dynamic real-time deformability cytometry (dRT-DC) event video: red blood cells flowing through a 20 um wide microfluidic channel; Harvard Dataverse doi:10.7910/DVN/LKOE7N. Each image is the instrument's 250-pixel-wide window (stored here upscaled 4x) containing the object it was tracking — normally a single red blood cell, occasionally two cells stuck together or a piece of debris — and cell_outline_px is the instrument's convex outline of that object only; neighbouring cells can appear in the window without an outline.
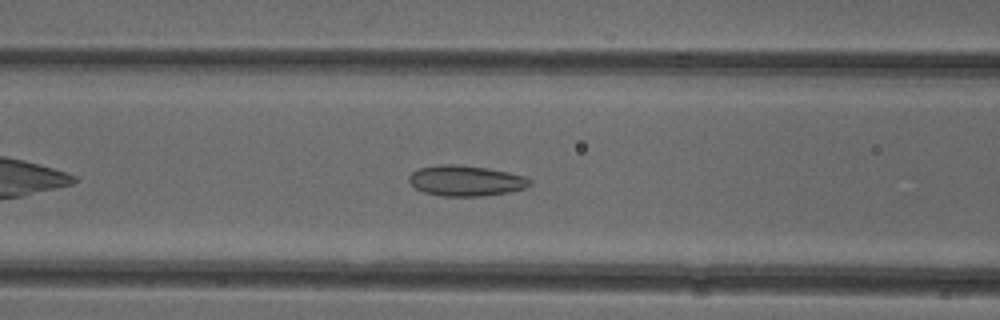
{"species": "common noctule bat (a hibernating species)", "species_latin": "Nyctalus noctula", "temperature_condition": "cold", "stored_images_in_passage": 37, "camera_frame_rate_fps": 3000, "um_per_image_px": 0.085, "animal": {"sex": "female"}, "frame": {"image": 1, "passage_image": 10, "time_ms": 3.0, "image_size_px": [1000, 320], "cell_outline_px": [[532, 184], [528, 188], [508, 192], [484, 196], [444, 196], [424, 192], [416, 188], [408, 180], [408, 176], [412, 172], [420, 168], [440, 164], [456, 164], [488, 168], [508, 172], [524, 176], [532, 180]], "centroid_in_image_um": [39.63, 15.36], "position_along_channel_um": 127.0, "area_um2": 21.62}}
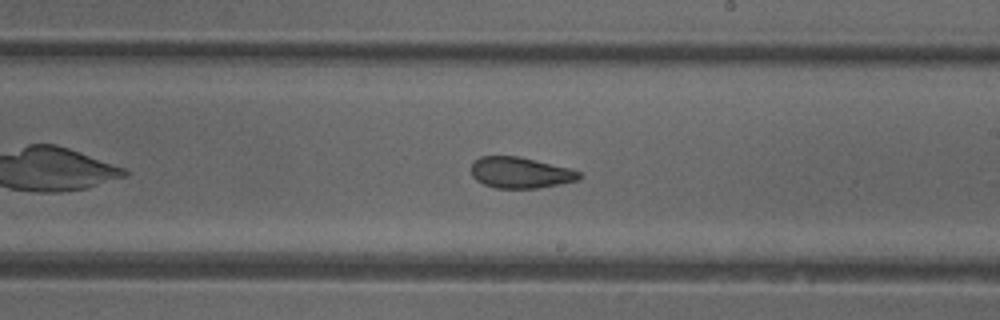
{"frame": {"image": 2, "passage_image": 19, "time_ms": 6.0, "image_size_px": [1000, 320], "cell_outline_px": [[584, 176], [580, 180], [536, 188], [496, 188], [484, 184], [476, 180], [472, 176], [472, 160], [480, 156], [520, 156], [568, 168], [580, 172]], "centroid_in_image_um": [44.22, 14.67], "position_along_channel_um": 244.8, "area_um2": 19.59}}
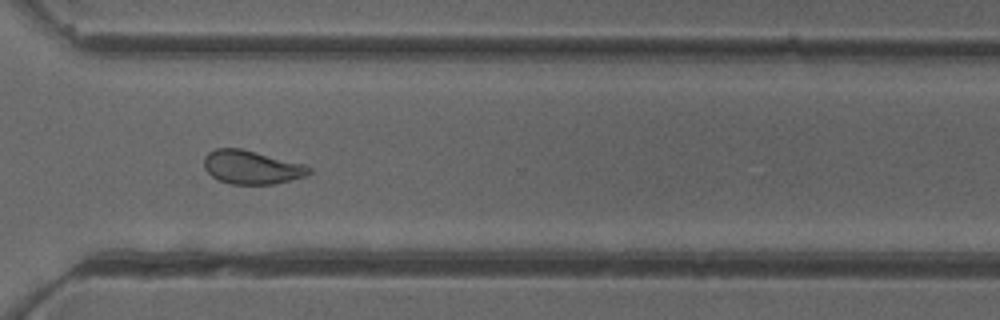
{"frame": {"image": 3, "passage_image": 27, "time_ms": 8.667, "image_size_px": [1000, 320], "cell_outline_px": [[312, 172], [304, 176], [272, 184], [232, 184], [220, 180], [212, 176], [204, 168], [204, 156], [208, 152], [216, 148], [240, 148], [304, 164], [312, 168]], "centroid_in_image_um": [21.37, 14.21], "position_along_channel_um": 349.2, "area_um2": 20.35}}